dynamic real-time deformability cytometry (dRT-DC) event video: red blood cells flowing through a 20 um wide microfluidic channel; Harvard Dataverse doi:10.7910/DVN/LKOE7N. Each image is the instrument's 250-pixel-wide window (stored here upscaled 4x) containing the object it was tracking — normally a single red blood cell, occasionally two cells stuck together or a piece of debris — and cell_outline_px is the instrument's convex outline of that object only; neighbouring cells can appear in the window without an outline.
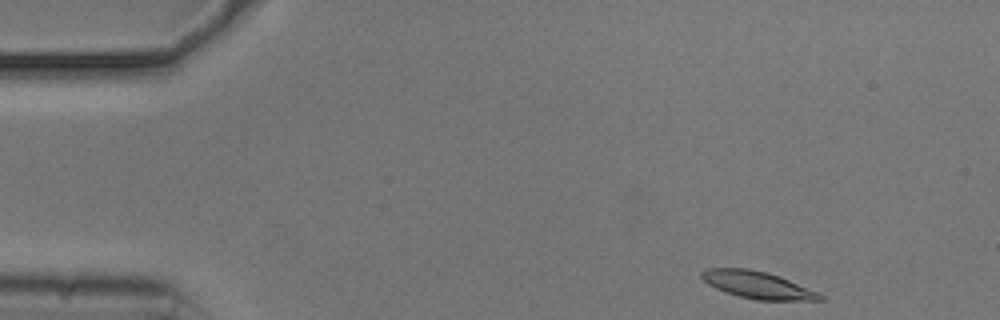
{"species": "common noctule bat (a hibernating species)", "species_latin": "Nyctalus noctula", "temperature_condition": "cold", "stored_images_in_passage": 49, "camera_frame_rate_fps": 3000, "um_per_image_px": 0.085, "animal": {"sex": "male", "body_mass_g": 20.5, "forearm_length_mm": 52.5}, "frame": {"image": 1, "passage_image": 1, "time_ms": 0.0, "image_size_px": [1000, 320], "cell_outline_px": [[824, 300], [756, 300], [724, 292], [708, 284], [700, 276], [700, 272], [704, 268], [748, 268], [768, 272], [780, 276], [820, 292], [824, 296]], "centroid_in_image_um": [64.4, 24.21], "position_along_channel_um": 20.6, "area_um2": 18.96}}
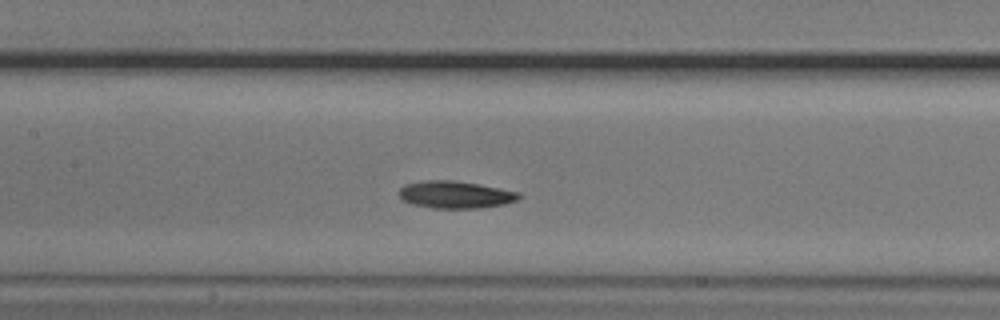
{"frame": {"image": 2, "passage_image": 20, "time_ms": 6.333, "image_size_px": [1000, 320], "cell_outline_px": [[524, 196], [516, 200], [504, 204], [480, 208], [432, 208], [412, 204], [400, 200], [400, 188], [404, 184], [424, 180], [456, 180], [520, 192]], "centroid_in_image_um": [38.7, 16.54], "position_along_channel_um": 168.7, "area_um2": 19.19}}
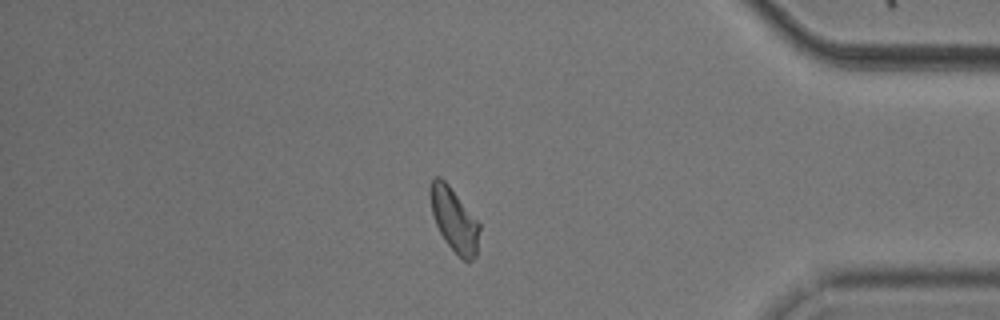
{"frame": {"image": 3, "passage_image": 41, "time_ms": 13.333, "image_size_px": [1000, 320], "cell_outline_px": [[480, 228], [476, 256], [468, 264], [444, 240], [436, 224], [432, 212], [428, 192], [428, 188], [432, 180], [436, 176], [440, 176], [448, 184], [480, 224]], "centroid_in_image_um": [38.59, 18.67], "position_along_channel_um": 396.6, "area_um2": 18.15}, "authors_computed_cell_mechanics": {"area_um2": 18.7272, "velocity_mm_per_s": 3.7049, "shape_relaxation_time_tau1_ms": 2.7535, "shape_relaxation_time_tau2_ms": 2.9224, "deformation_change_tau1": 0.0987, "deformation_change_tau2": 0.0812}}